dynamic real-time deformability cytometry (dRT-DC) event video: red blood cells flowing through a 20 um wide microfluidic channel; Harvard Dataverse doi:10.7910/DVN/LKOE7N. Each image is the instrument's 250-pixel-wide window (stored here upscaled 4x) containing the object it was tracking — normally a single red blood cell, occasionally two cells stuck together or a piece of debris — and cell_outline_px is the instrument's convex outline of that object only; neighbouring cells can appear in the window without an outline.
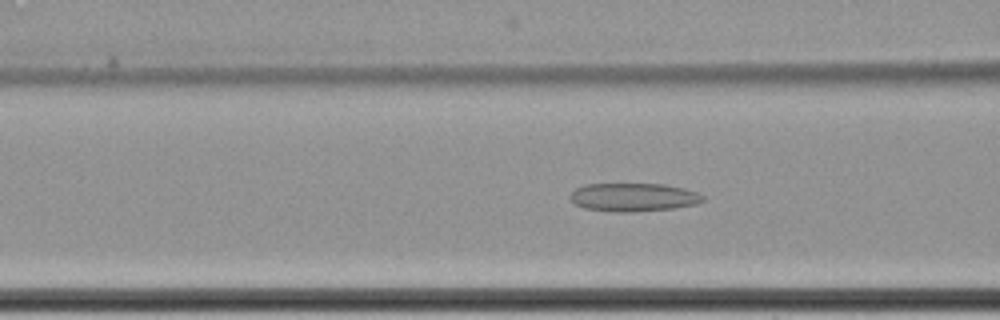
{"species": "common noctule bat (a hibernating species)", "species_latin": "Nyctalus noctula", "temperature_condition": "cold", "stored_images_in_passage": 65, "camera_frame_rate_fps": 3000, "um_per_image_px": 0.085, "animal": {"sex": "female", "body_mass_g": 22.7, "forearm_length_mm": 54.2}, "frame": {"image": 1, "passage_image": 29, "time_ms": 9.333, "image_size_px": [1000, 320], "cell_outline_px": [[704, 200], [696, 204], [676, 208], [632, 212], [612, 212], [584, 208], [576, 204], [568, 196], [576, 188], [584, 184], [664, 184], [684, 188], [696, 192], [704, 196]], "centroid_in_image_um": [53.84, 16.77], "position_along_channel_um": 112.8, "area_um2": 22.02}}
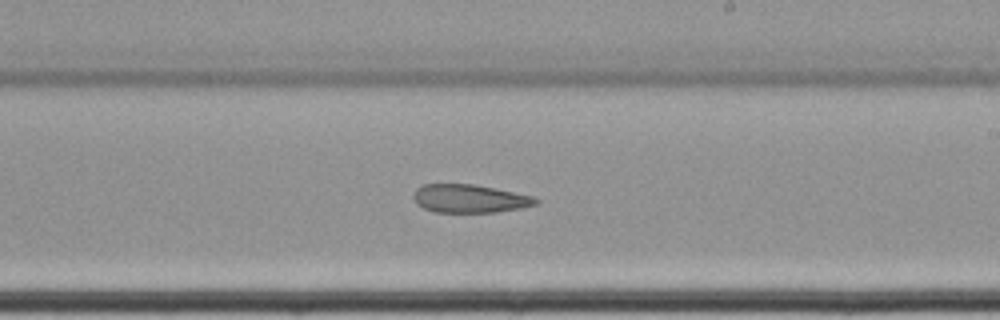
{"frame": {"image": 2, "passage_image": 41, "time_ms": 13.333, "image_size_px": [1000, 320], "cell_outline_px": [[540, 200], [536, 204], [520, 208], [496, 212], [436, 212], [424, 208], [416, 204], [412, 196], [416, 188], [424, 184], [472, 184], [532, 196]], "centroid_in_image_um": [39.87, 16.88], "position_along_channel_um": 249.1, "area_um2": 19.94}}
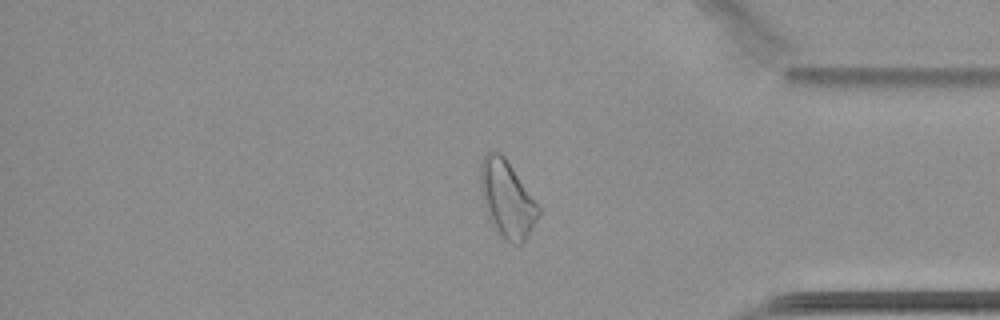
{"frame": {"image": 3, "passage_image": 55, "time_ms": 18.0, "image_size_px": [1000, 320], "cell_outline_px": [[540, 212], [532, 228], [524, 240], [520, 244], [512, 244], [504, 240], [500, 236], [492, 224], [488, 216], [484, 204], [480, 188], [480, 164], [484, 156], [488, 152], [500, 152], [504, 156], [540, 208]], "centroid_in_image_um": [43.07, 16.93], "position_along_channel_um": 392.1, "area_um2": 25.55}, "authors_computed_cell_mechanics": {"area_um2": 25.5476, "velocity_mm_per_s": 3.4119, "shape_relaxation_time_tau1_ms": null, "shape_relaxation_time_tau2_ms": 6.9508, "deformation_change_tau1": null, "deformation_change_tau2": 0.1515}}